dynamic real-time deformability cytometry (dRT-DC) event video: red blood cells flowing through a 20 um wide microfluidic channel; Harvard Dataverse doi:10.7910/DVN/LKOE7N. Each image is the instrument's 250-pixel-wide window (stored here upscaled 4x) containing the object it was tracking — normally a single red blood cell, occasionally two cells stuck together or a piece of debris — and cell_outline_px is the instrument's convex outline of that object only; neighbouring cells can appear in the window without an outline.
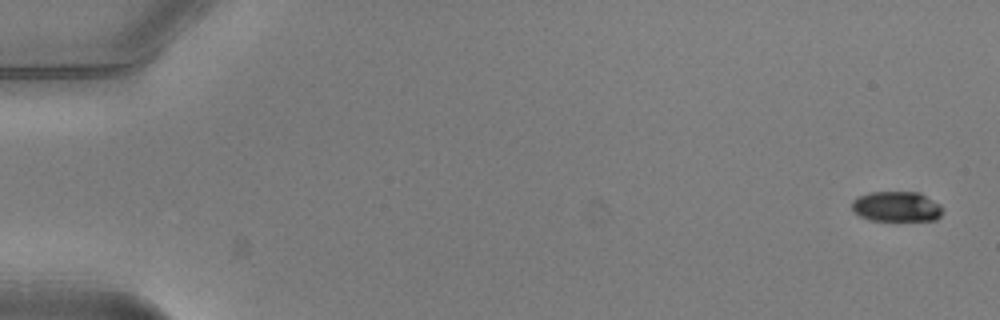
{"species": "common noctule bat (a hibernating species)", "species_latin": "Nyctalus noctula", "temperature_condition": "warm", "stored_images_in_passage": 14, "camera_frame_rate_fps": 3000, "um_per_image_px": 0.085, "animal": {"sex": "male", "body_mass_g": 20.5, "forearm_length_mm": 52.5}, "frame": {"image": 1, "passage_image": 1, "time_ms": 0.0, "image_size_px": [1000, 320], "cell_outline_px": [[940, 216], [936, 220], [868, 220], [852, 212], [852, 200], [856, 196], [868, 192], [920, 192], [940, 204]], "centroid_in_image_um": [76.14, 17.55], "position_along_channel_um": 8.9, "area_um2": 16.07}}